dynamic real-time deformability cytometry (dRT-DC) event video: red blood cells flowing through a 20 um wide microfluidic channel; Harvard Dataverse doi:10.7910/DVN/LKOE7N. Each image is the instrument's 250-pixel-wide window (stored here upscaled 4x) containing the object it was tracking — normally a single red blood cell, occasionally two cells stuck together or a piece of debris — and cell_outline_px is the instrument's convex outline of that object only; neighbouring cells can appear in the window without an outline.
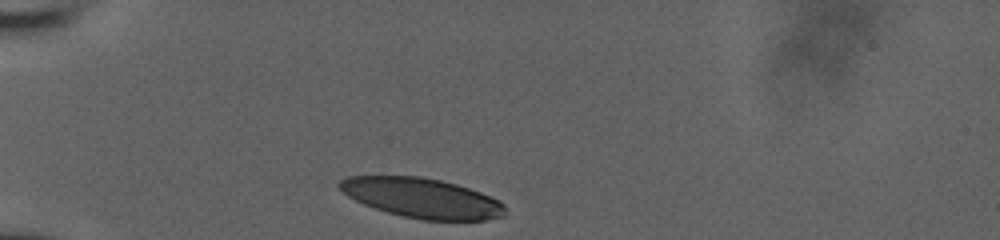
{"species": "human", "species_latin": "Homo sapiens", "temperature_condition": "room temperature", "stored_images_in_passage": 3, "camera_frame_rate_fps": 3000, "um_per_image_px": 0.085, "donor": {"sex": "male"}, "frame": {"image": 1, "passage_image": 1, "time_ms": 0.0, "image_size_px": [1000, 240], "cell_outline_px": [[504, 216], [484, 220], [420, 220], [388, 212], [364, 204], [348, 196], [336, 184], [340, 180], [348, 176], [420, 176], [440, 180], [456, 184], [480, 192], [500, 200], [504, 204]], "centroid_in_image_um": [35.87, 16.82], "position_along_channel_um": 49.1, "area_um2": 38.21}}